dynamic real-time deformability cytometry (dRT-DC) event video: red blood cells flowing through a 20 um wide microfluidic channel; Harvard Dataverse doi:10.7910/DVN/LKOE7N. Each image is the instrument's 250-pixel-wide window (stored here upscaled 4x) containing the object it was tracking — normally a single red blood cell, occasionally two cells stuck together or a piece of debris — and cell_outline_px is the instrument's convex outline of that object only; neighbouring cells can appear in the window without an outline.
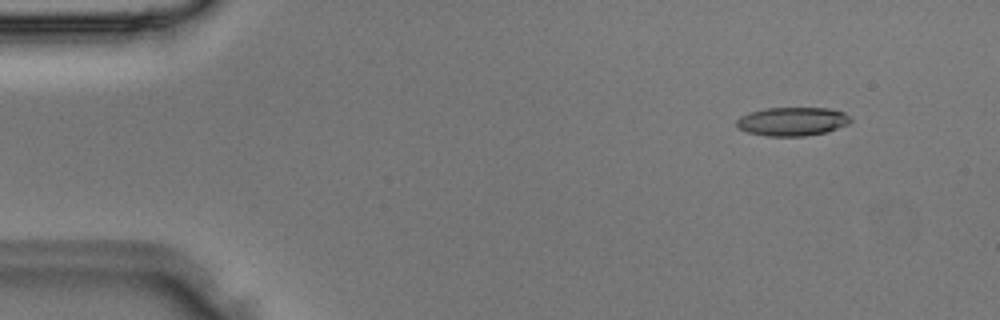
{"species": "Egyptian fruit bat (a non-hibernating species)", "species_latin": "Rousettus aegyptiacus", "temperature_condition": "room temperature", "stored_images_in_passage": 3, "camera_frame_rate_fps": 3000, "um_per_image_px": 0.085, "animal": {"sex": "male"}, "frame": {"image": 1, "passage_image": 1, "time_ms": 0.0, "image_size_px": [1000, 320], "cell_outline_px": [[852, 120], [848, 124], [828, 132], [804, 136], [768, 136], [748, 132], [740, 128], [736, 124], [736, 120], [740, 116], [748, 112], [764, 108], [828, 108], [844, 112]], "centroid_in_image_um": [67.35, 10.32], "position_along_channel_um": 17.7, "area_um2": 19.07}}